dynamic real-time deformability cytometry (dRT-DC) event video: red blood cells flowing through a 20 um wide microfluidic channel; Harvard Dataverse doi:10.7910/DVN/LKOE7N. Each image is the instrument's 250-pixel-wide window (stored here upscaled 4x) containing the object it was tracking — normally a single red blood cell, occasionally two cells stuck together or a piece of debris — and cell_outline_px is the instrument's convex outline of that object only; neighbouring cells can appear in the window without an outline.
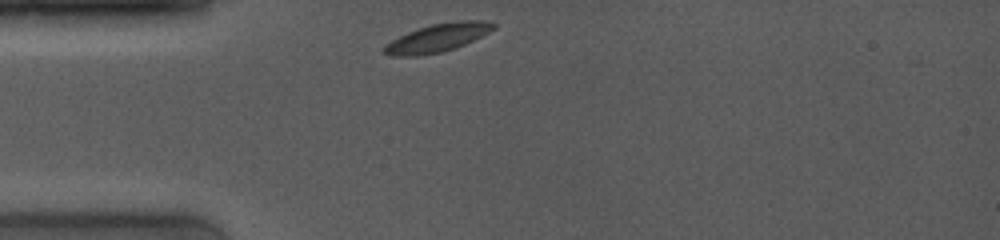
{"species": "common noctule bat (a hibernating species)", "species_latin": "Nyctalus noctula", "temperature_condition": "room temperature", "stored_images_in_passage": 31, "camera_frame_rate_fps": 4000, "um_per_image_px": 0.085, "animal": {"sex": "female", "body_mass_g": 19.0, "forearm_length_mm": 53.3}, "frame": {"image": 1, "passage_image": 1, "time_ms": 0.0, "image_size_px": [1000, 240], "cell_outline_px": [[496, 28], [456, 48], [440, 52], [416, 56], [392, 56], [384, 52], [384, 48], [392, 40], [408, 32], [432, 24], [464, 20], [480, 20], [496, 24]], "centroid_in_image_um": [37.21, 3.21], "position_along_channel_um": 47.8, "area_um2": 17.46}}
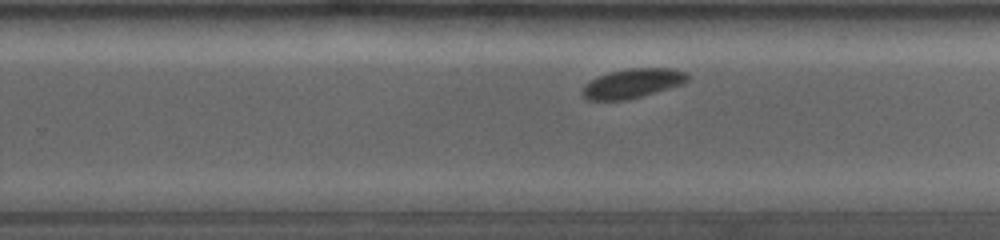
{"frame": {"image": 2, "passage_image": 20, "time_ms": 6.25, "image_size_px": [1000, 240], "cell_outline_px": [[688, 80], [684, 84], [628, 100], [584, 100], [580, 96], [580, 92], [592, 80], [600, 76], [612, 72], [628, 68], [668, 68], [684, 72], [688, 76]], "centroid_in_image_um": [53.76, 7.11], "position_along_channel_um": 276.0, "area_um2": 17.86}}
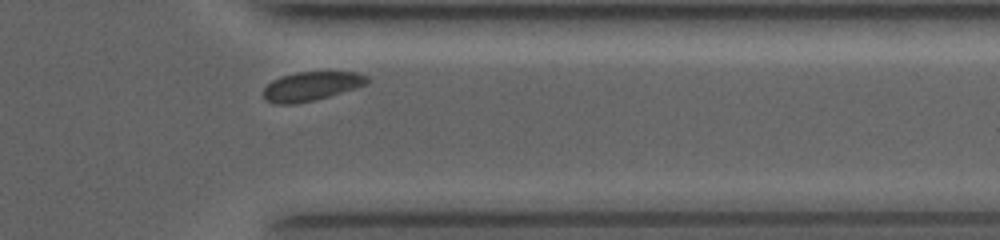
{"frame": {"image": 3, "passage_image": 28, "time_ms": 9.0, "image_size_px": [1000, 240], "cell_outline_px": [[368, 84], [356, 88], [316, 100], [292, 104], [276, 104], [268, 100], [264, 96], [264, 88], [272, 80], [280, 76], [296, 72], [356, 72], [368, 76]], "centroid_in_image_um": [26.48, 7.32], "position_along_channel_um": 384.9, "area_um2": 17.51}, "authors_computed_cell_mechanics": {"area_um2": 18.0336, "velocity_mm_per_s": 3.8948, "shape_relaxation_time_tau1_ms": 1.0505, "shape_relaxation_time_tau2_ms": null, "deformation_change_tau1": 0.0348, "deformation_change_tau2": null}}